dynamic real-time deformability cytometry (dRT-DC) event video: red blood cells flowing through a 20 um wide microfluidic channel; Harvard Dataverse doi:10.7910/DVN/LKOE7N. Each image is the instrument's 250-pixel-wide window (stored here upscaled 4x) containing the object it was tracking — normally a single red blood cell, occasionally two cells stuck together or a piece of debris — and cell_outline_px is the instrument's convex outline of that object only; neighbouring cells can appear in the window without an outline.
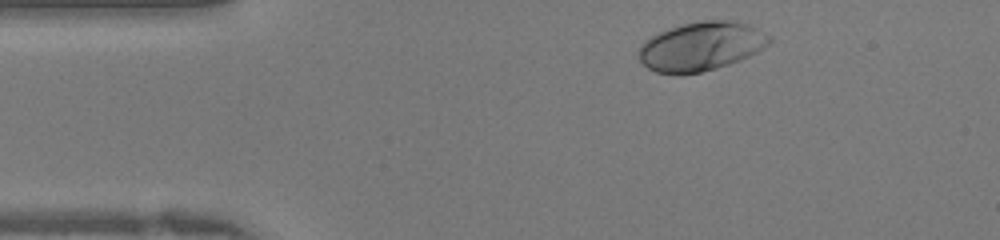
{"species": "human", "species_latin": "Homo sapiens", "temperature_condition": "warm", "stored_images_in_passage": 37, "camera_frame_rate_fps": 3000, "um_per_image_px": 0.085, "donor": {"sex": "female"}, "frame": {"image": 1, "passage_image": 2, "time_ms": 0.333, "image_size_px": [1000, 240], "cell_outline_px": [[772, 40], [764, 48], [740, 60], [716, 68], [700, 72], [680, 76], [676, 76], [656, 72], [648, 68], [640, 60], [640, 44], [644, 40], [668, 28], [684, 24], [704, 20], [728, 20], [748, 24], [772, 36]], "centroid_in_image_um": [59.59, 3.95], "position_along_channel_um": 25.4, "area_um2": 37.28}}
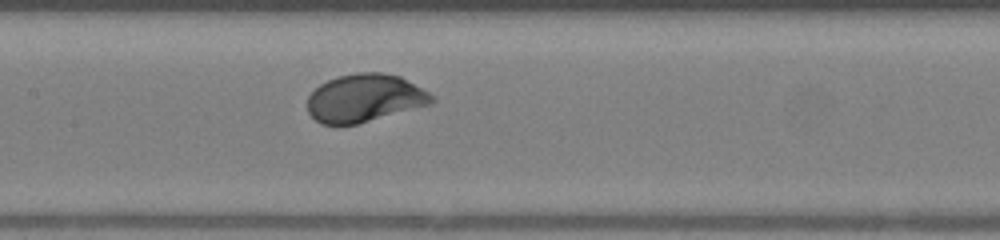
{"frame": {"image": 2, "passage_image": 15, "time_ms": 4.667, "image_size_px": [1000, 240], "cell_outline_px": [[436, 100], [432, 104], [356, 124], [320, 124], [308, 112], [308, 96], [320, 84], [328, 80], [340, 76], [356, 72], [384, 72], [400, 76], [436, 96]], "centroid_in_image_um": [31.03, 8.33], "position_along_channel_um": 176.4, "area_um2": 34.68}}
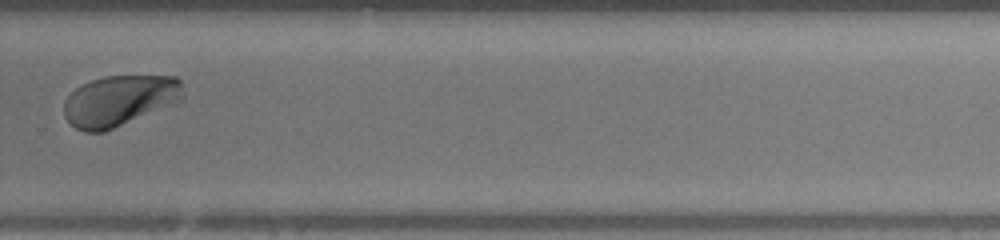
{"frame": {"image": 3, "passage_image": 24, "time_ms": 7.667, "image_size_px": [1000, 240], "cell_outline_px": [[180, 100], [176, 104], [104, 132], [84, 132], [76, 128], [64, 116], [64, 100], [76, 88], [92, 80], [104, 76], [176, 76], [180, 80]], "centroid_in_image_um": [10.14, 8.57], "position_along_channel_um": 319.7, "area_um2": 35.08}}